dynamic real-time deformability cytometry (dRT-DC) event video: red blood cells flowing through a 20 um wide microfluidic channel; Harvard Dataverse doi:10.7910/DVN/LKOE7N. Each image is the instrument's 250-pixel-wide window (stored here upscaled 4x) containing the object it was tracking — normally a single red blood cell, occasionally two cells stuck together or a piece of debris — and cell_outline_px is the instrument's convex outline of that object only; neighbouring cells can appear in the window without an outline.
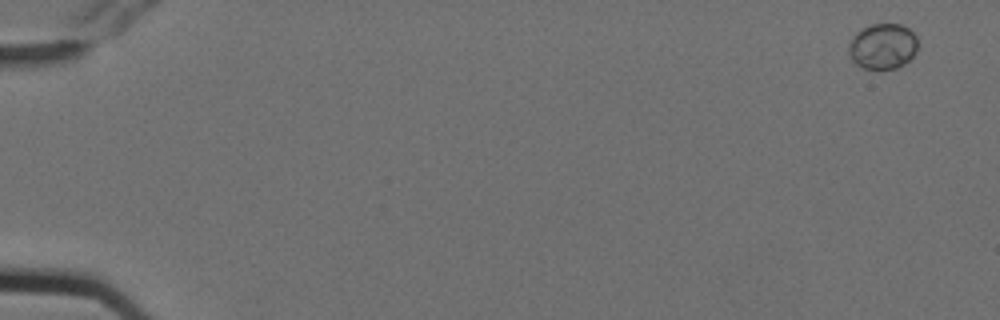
{"species": "Egyptian fruit bat (a non-hibernating species)", "species_latin": "Rousettus aegyptiacus", "temperature_condition": "cold", "stored_images_in_passage": 6, "camera_frame_rate_fps": 3000, "um_per_image_px": 0.085, "animal": {"sex": "female"}, "frame": {"image": 1, "passage_image": 6, "time_ms": 1.667, "image_size_px": [1000, 320], "cell_outline_px": [[916, 52], [904, 64], [896, 68], [864, 68], [856, 64], [852, 60], [848, 52], [848, 44], [852, 36], [856, 32], [872, 24], [900, 24], [908, 28], [916, 36]], "centroid_in_image_um": [75.0, 3.92], "position_along_channel_um": 10.0, "area_um2": 18.21}}